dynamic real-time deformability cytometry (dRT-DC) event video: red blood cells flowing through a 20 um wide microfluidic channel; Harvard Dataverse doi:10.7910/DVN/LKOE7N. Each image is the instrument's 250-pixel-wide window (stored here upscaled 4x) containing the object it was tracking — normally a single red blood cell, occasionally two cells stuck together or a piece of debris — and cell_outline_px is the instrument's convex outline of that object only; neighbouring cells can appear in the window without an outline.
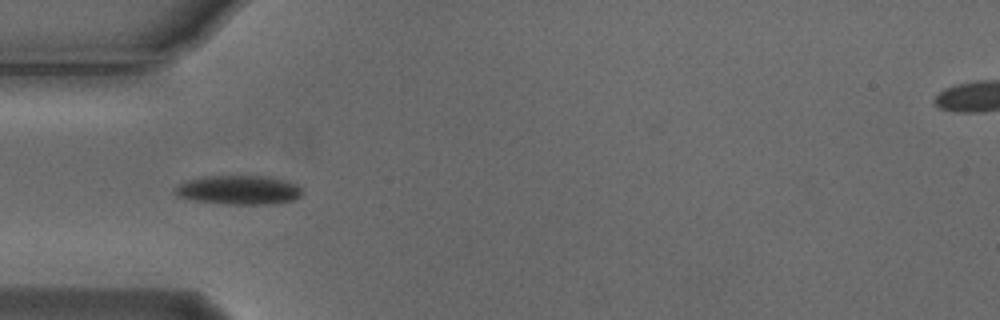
{"species": "Egyptian fruit bat (a non-hibernating species)", "species_latin": "Rousettus aegyptiacus", "temperature_condition": "cold", "stored_images_in_passage": 7, "camera_frame_rate_fps": 3000, "um_per_image_px": 0.085, "animal": {"sex": "male"}, "frame": {"image": 1, "passage_image": 4, "time_ms": 1.0, "image_size_px": [1000, 320], "cell_outline_px": [[304, 192], [296, 200], [276, 204], [224, 204], [196, 200], [176, 196], [172, 192], [180, 184], [188, 180], [208, 176], [268, 176], [288, 180], [296, 184]], "centroid_in_image_um": [20.36, 16.15], "position_along_channel_um": 64.6, "area_um2": 21.73}}
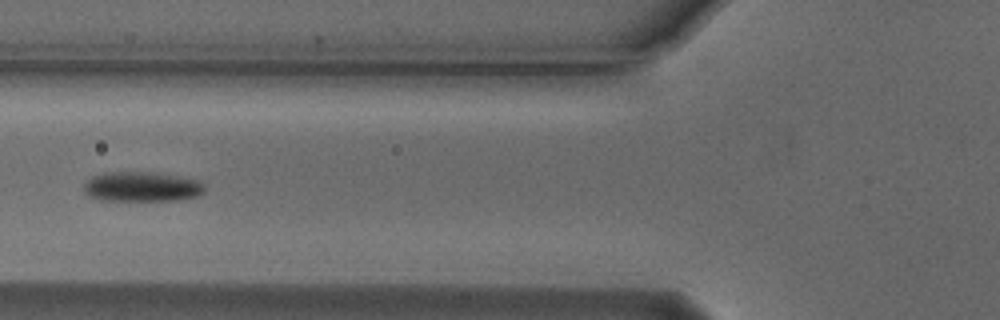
{"frame": {"image": 2, "passage_image": 5, "time_ms": 1.333, "image_size_px": [1000, 320], "cell_outline_px": [[204, 192], [200, 196], [176, 200], [100, 200], [88, 196], [84, 192], [84, 184], [92, 176], [104, 172], [156, 172], [200, 180], [204, 184]], "centroid_in_image_um": [12.07, 15.86], "position_along_channel_um": 113.7, "area_um2": 21.21}}